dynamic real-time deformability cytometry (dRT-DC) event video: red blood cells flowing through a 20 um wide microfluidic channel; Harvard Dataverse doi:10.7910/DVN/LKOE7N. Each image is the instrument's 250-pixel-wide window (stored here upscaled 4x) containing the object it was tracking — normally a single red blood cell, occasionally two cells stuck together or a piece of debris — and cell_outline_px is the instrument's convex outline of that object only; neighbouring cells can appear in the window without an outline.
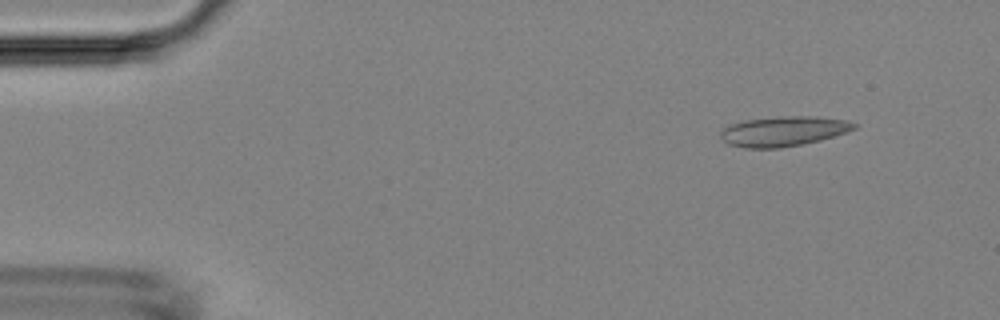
{"species": "Egyptian fruit bat (a non-hibernating species)", "species_latin": "Rousettus aegyptiacus", "temperature_condition": "room temperature", "stored_images_in_passage": 3, "camera_frame_rate_fps": 3000, "um_per_image_px": 0.085, "animal": {"sex": "female"}, "frame": {"image": 1, "passage_image": 1, "time_ms": 0.0, "image_size_px": [1000, 320], "cell_outline_px": [[860, 124], [856, 128], [848, 132], [820, 140], [780, 148], [744, 148], [728, 144], [720, 136], [720, 132], [728, 124], [744, 120], [780, 116], [816, 116], [848, 120]], "centroid_in_image_um": [66.62, 11.14], "position_along_channel_um": 18.4, "area_um2": 23.52}}
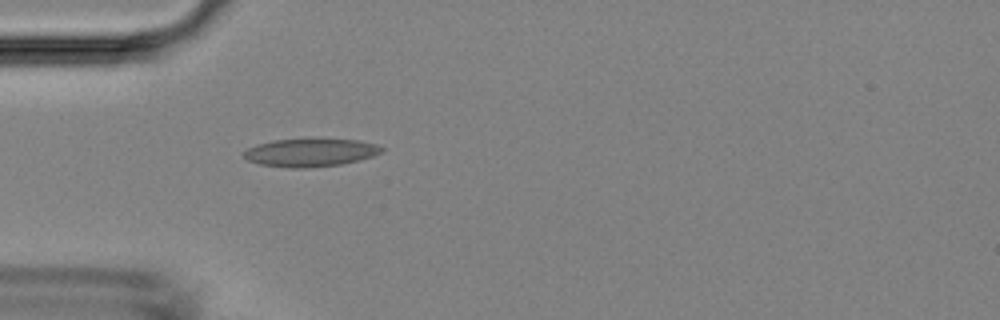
{"frame": {"image": 2, "passage_image": 3, "time_ms": 3.0, "image_size_px": [1000, 320], "cell_outline_px": [[384, 152], [360, 160], [340, 164], [308, 168], [288, 168], [260, 164], [248, 160], [244, 156], [244, 152], [248, 148], [256, 144], [272, 140], [304, 136], [360, 140], [376, 144], [384, 148]], "centroid_in_image_um": [26.41, 12.92], "position_along_channel_um": 58.6, "area_um2": 23.52}}